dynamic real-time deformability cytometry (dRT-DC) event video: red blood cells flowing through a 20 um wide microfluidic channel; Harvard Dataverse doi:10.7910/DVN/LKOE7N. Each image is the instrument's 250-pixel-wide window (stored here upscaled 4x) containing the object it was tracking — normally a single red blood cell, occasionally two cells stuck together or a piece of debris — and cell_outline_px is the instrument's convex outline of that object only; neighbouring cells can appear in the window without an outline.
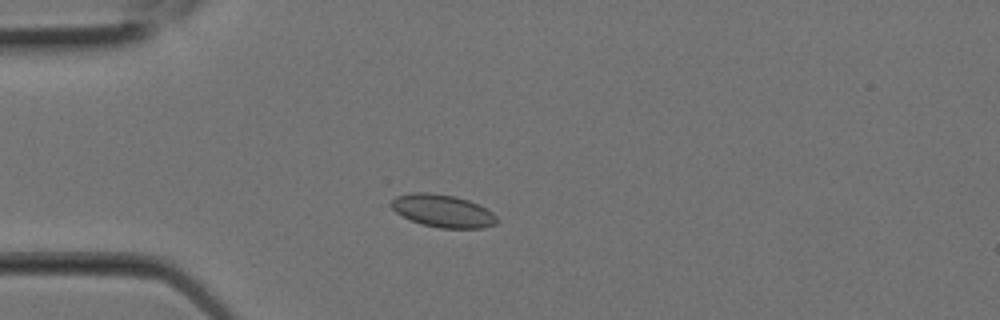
{"species": "Egyptian fruit bat (a non-hibernating species)", "species_latin": "Rousettus aegyptiacus", "temperature_condition": "room temperature", "stored_images_in_passage": 2, "camera_frame_rate_fps": 3000, "um_per_image_px": 0.085, "animal": {"sex": "female"}, "frame": {"image": 1, "passage_image": 2, "time_ms": 0.333, "image_size_px": [1000, 320], "cell_outline_px": [[500, 220], [496, 224], [484, 228], [440, 228], [424, 224], [412, 220], [396, 212], [388, 204], [396, 196], [412, 192], [424, 192], [456, 196], [468, 200], [492, 212]], "centroid_in_image_um": [37.64, 17.92], "position_along_channel_um": 47.4, "area_um2": 20.0}}